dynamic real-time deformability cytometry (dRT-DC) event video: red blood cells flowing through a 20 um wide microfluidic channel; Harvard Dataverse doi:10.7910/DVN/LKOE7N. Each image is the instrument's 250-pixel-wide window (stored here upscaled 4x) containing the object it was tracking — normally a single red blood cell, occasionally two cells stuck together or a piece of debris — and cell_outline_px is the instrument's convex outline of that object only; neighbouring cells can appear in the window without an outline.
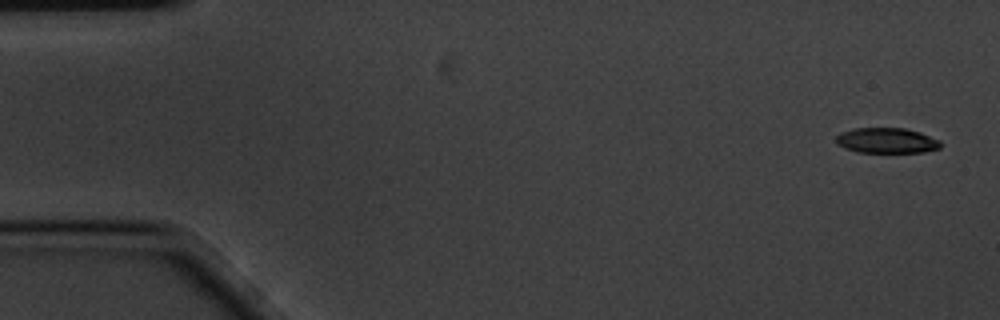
{"species": "common noctule bat (a hibernating species)", "species_latin": "Nyctalus noctula", "temperature_condition": "cold", "stored_images_in_passage": 5, "camera_frame_rate_fps": 3000, "um_per_image_px": 0.085, "animal": {"sex": "male", "body_mass_g": 20.1, "forearm_length_mm": 53.5}, "frame": {"image": 1, "passage_image": 1, "time_ms": 0.0, "image_size_px": [1000, 320], "cell_outline_px": [[940, 148], [924, 152], [856, 152], [844, 148], [836, 144], [836, 136], [840, 132], [856, 128], [904, 128], [920, 132], [940, 140]], "centroid_in_image_um": [75.34, 11.94], "position_along_channel_um": 9.7, "area_um2": 15.49}}
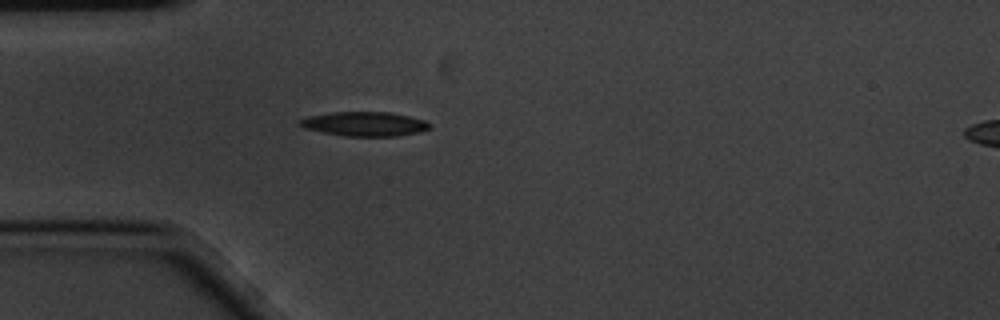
{"frame": {"image": 2, "passage_image": 5, "time_ms": 1.333, "image_size_px": [1000, 320], "cell_outline_px": [[432, 124], [428, 128], [420, 132], [396, 136], [344, 136], [304, 128], [296, 124], [300, 120], [308, 116], [332, 112], [388, 112], [408, 116], [424, 120]], "centroid_in_image_um": [30.97, 10.53], "position_along_channel_um": 54.0, "area_um2": 18.32}}